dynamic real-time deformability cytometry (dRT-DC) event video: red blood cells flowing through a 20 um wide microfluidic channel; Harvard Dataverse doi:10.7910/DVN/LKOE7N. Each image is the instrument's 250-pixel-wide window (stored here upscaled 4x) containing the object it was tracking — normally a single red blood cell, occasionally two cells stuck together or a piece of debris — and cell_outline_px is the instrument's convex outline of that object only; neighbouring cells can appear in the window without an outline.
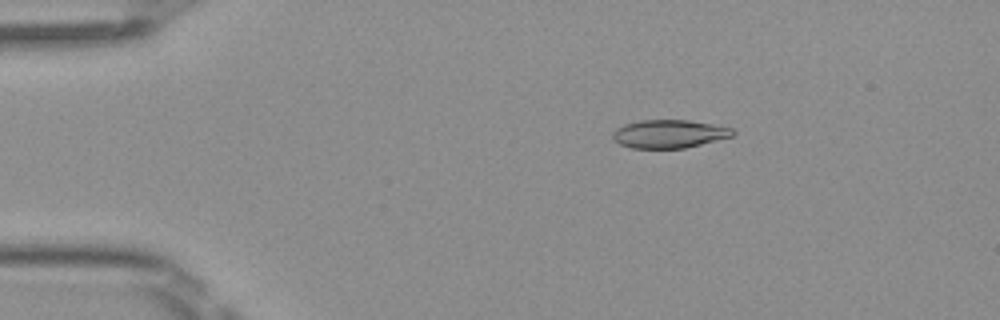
{"species": "Egyptian fruit bat (a non-hibernating species)", "species_latin": "Rousettus aegyptiacus", "temperature_condition": "room temperature", "stored_images_in_passage": 5, "camera_frame_rate_fps": 3000, "um_per_image_px": 0.085, "frame": {"image": 1, "passage_image": 3, "time_ms": 0.667, "image_size_px": [1000, 320], "cell_outline_px": [[736, 132], [732, 136], [684, 148], [632, 148], [620, 144], [612, 140], [612, 132], [616, 128], [624, 124], [640, 120], [688, 120], [712, 124], [732, 128]], "centroid_in_image_um": [56.83, 11.37], "position_along_channel_um": 28.2, "area_um2": 19.71}}
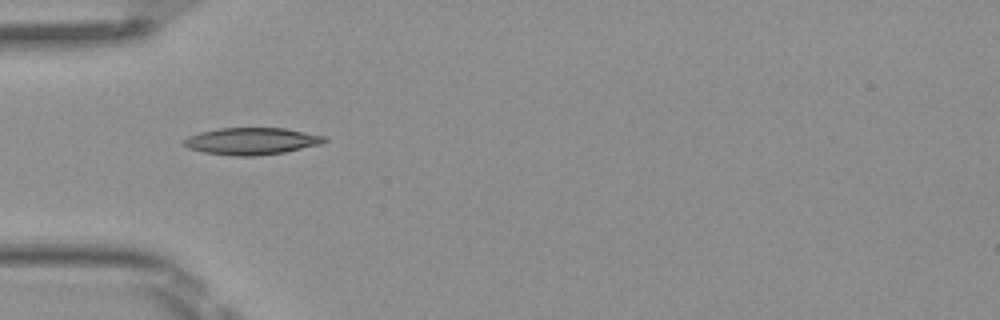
{"frame": {"image": 2, "passage_image": 5, "time_ms": 1.333, "image_size_px": [1000, 320], "cell_outline_px": [[328, 140], [320, 144], [284, 152], [256, 156], [236, 156], [204, 152], [188, 148], [184, 144], [184, 140], [188, 136], [200, 132], [220, 128], [284, 128], [324, 136]], "centroid_in_image_um": [21.37, 12.0], "position_along_channel_um": 63.6, "area_um2": 21.85}}